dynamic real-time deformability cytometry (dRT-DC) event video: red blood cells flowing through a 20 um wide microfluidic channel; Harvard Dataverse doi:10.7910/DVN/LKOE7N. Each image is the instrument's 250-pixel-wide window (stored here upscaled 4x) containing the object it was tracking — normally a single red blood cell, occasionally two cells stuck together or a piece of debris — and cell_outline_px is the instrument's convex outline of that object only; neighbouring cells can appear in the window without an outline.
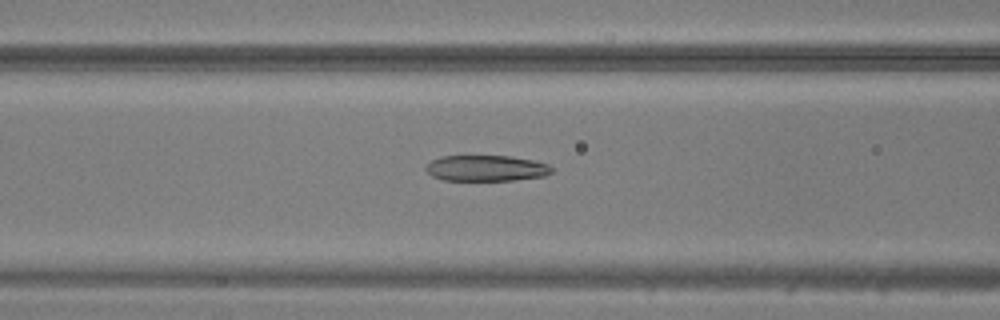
{"species": "common noctule bat (a hibernating species)", "species_latin": "Nyctalus noctula", "temperature_condition": "warm", "stored_images_in_passage": 30, "camera_frame_rate_fps": 3000, "um_per_image_px": 0.085, "animal": {"sex": "male", "body_mass_g": 20.5, "forearm_length_mm": 52.5}, "frame": {"image": 1, "passage_image": 19, "time_ms": 6.0, "image_size_px": [1000, 320], "cell_outline_px": [[552, 172], [544, 176], [512, 180], [444, 180], [432, 176], [424, 168], [432, 160], [440, 156], [512, 156], [532, 160], [548, 164], [552, 168]], "centroid_in_image_um": [41.32, 14.29], "position_along_channel_um": 125.3, "area_um2": 18.9}}
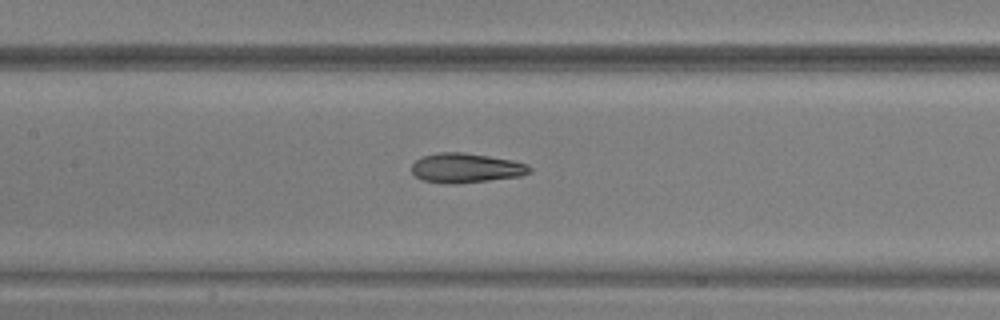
{"frame": {"image": 2, "passage_image": 22, "time_ms": 7.0, "image_size_px": [1000, 320], "cell_outline_px": [[532, 172], [520, 176], [456, 184], [444, 184], [424, 180], [416, 176], [412, 172], [412, 164], [416, 160], [424, 156], [440, 152], [460, 152], [488, 156], [512, 160], [528, 164], [532, 168]], "centroid_in_image_um": [39.63, 14.28], "position_along_channel_um": 167.8, "area_um2": 20.23}}